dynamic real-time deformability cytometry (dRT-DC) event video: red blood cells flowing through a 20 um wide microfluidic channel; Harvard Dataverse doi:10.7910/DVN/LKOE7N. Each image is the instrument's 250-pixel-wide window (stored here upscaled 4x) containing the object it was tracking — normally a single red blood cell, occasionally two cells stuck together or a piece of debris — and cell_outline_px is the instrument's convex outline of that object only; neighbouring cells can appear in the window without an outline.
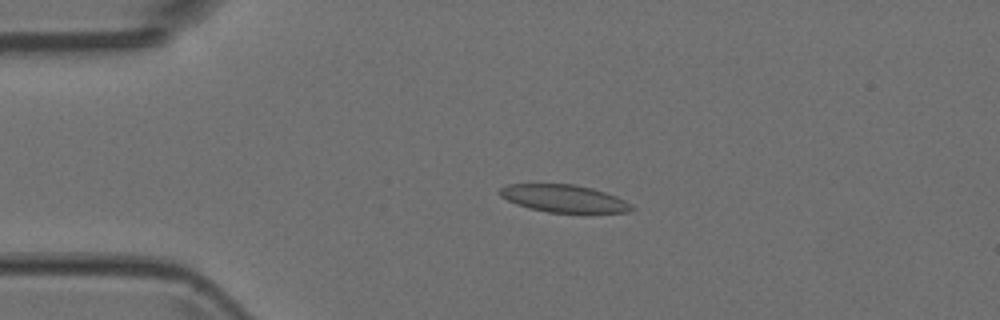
{"species": "Egyptian fruit bat (a non-hibernating species)", "species_latin": "Rousettus aegyptiacus", "temperature_condition": "room temperature", "stored_images_in_passage": 4, "camera_frame_rate_fps": 3000, "um_per_image_px": 0.085, "animal": {"sex": "female"}, "frame": {"image": 1, "passage_image": 3, "time_ms": 0.667, "image_size_px": [1000, 320], "cell_outline_px": [[636, 208], [628, 212], [588, 216], [548, 212], [528, 208], [516, 204], [500, 196], [496, 192], [500, 188], [508, 184], [572, 184], [592, 188], [616, 196], [632, 204]], "centroid_in_image_um": [48.01, 16.93], "position_along_channel_um": 37.0, "area_um2": 22.2}}